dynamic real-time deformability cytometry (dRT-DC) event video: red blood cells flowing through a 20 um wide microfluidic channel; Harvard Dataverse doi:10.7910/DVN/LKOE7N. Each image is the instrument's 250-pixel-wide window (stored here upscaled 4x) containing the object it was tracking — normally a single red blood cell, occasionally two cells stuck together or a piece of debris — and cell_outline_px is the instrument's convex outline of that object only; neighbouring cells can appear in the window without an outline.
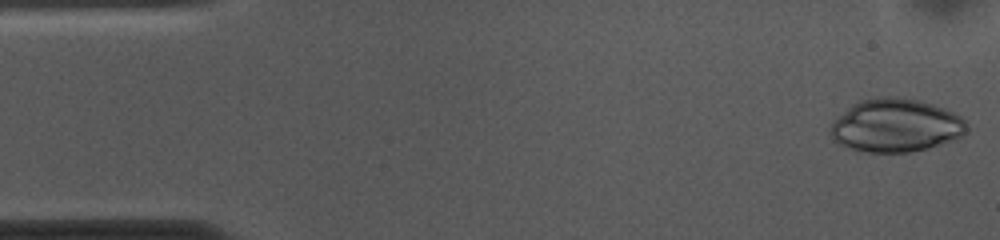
{"species": "common noctule bat (a hibernating species)", "species_latin": "Nyctalus noctula", "temperature_condition": "cold", "stored_images_in_passage": 52, "camera_frame_rate_fps": 3000, "um_per_image_px": 0.085, "animal": {"sex": "female", "body_mass_g": 10.0, "forearm_length_mm": 53.1}, "frame": {"image": 1, "passage_image": 1, "time_ms": 0.0, "image_size_px": [1000, 240], "cell_outline_px": [[968, 128], [956, 140], [928, 148], [908, 152], [868, 152], [848, 148], [832, 140], [828, 132], [832, 120], [852, 104], [860, 100], [876, 96], [892, 96], [916, 100], [932, 104], [944, 108], [960, 116], [968, 124]], "centroid_in_image_um": [76.09, 10.66], "position_along_channel_um": 8.9, "area_um2": 42.6}}
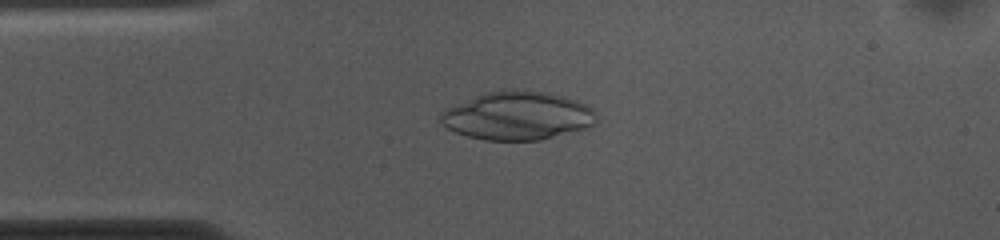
{"frame": {"image": 2, "passage_image": 11, "time_ms": 3.333, "image_size_px": [1000, 240], "cell_outline_px": [[596, 124], [588, 128], [540, 140], [484, 140], [468, 136], [456, 132], [448, 128], [440, 120], [440, 112], [456, 104], [484, 92], [500, 88], [516, 88], [548, 92], [564, 96], [588, 104], [596, 112]], "centroid_in_image_um": [44.03, 9.81], "position_along_channel_um": 41.0, "area_um2": 44.51}}
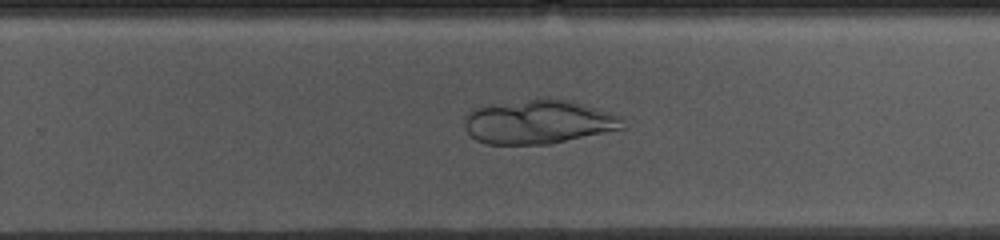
{"frame": {"image": 3, "passage_image": 32, "time_ms": 10.333, "image_size_px": [1000, 240], "cell_outline_px": [[624, 128], [552, 144], [484, 144], [476, 140], [468, 132], [464, 124], [468, 112], [472, 108], [488, 104], [548, 96], [568, 100], [624, 116]], "centroid_in_image_um": [45.77, 10.34], "position_along_channel_um": 284.0, "area_um2": 41.21}}